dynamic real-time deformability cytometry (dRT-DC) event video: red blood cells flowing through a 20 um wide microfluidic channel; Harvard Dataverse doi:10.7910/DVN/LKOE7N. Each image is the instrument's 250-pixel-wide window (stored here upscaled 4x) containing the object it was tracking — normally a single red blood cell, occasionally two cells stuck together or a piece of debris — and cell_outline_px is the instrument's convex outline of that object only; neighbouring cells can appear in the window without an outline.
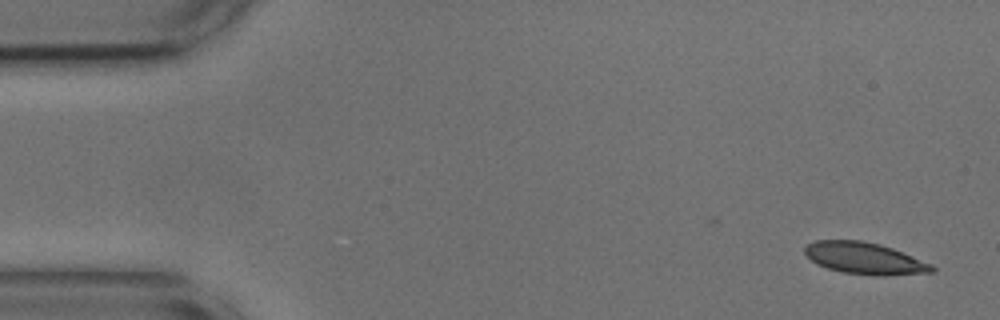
{"species": "common noctule bat (a hibernating species)", "species_latin": "Nyctalus noctula", "temperature_condition": "cold", "stored_images_in_passage": 7, "camera_frame_rate_fps": 3000, "um_per_image_px": 0.085, "animal": {"sex": "male", "body_mass_g": 17.9, "forearm_length_mm": 54.2}, "frame": {"image": 1, "passage_image": 1, "time_ms": 0.0, "image_size_px": [1000, 320], "cell_outline_px": [[936, 272], [884, 276], [880, 276], [844, 272], [828, 268], [816, 264], [804, 252], [804, 248], [808, 244], [816, 240], [860, 240], [880, 244], [892, 248], [932, 264], [936, 268]], "centroid_in_image_um": [73.52, 21.96], "position_along_channel_um": 11.5, "area_um2": 23.47}}
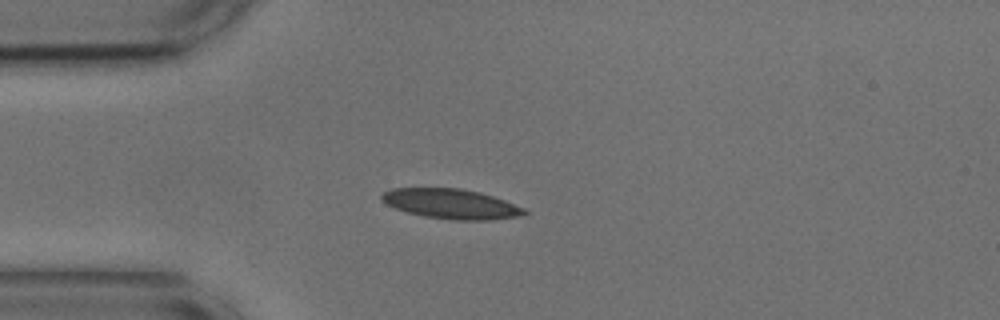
{"frame": {"image": 2, "passage_image": 4, "time_ms": 1.0, "image_size_px": [1000, 320], "cell_outline_px": [[528, 212], [516, 216], [488, 220], [452, 220], [424, 216], [408, 212], [396, 208], [388, 204], [380, 196], [384, 192], [392, 188], [460, 188], [480, 192], [504, 200], [524, 208]], "centroid_in_image_um": [38.34, 17.32], "position_along_channel_um": 46.7, "area_um2": 24.45}}